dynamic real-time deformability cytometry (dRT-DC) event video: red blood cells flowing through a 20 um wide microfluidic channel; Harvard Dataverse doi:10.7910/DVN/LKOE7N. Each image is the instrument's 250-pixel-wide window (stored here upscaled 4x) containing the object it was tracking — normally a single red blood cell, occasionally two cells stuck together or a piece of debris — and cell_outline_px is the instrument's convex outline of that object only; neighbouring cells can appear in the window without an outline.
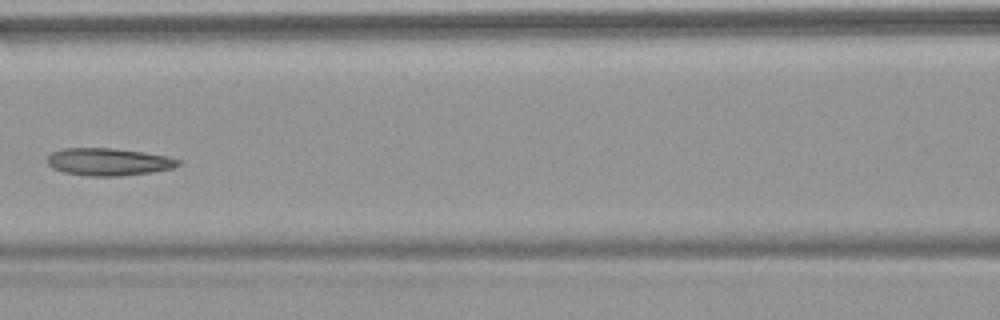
{"species": "common noctule bat (a hibernating species)", "species_latin": "Nyctalus noctula", "temperature_condition": "warm", "stored_images_in_passage": 5, "camera_frame_rate_fps": 3000, "um_per_image_px": 0.085, "animal": {"sex": "female", "body_mass_g": 18.4}, "frame": {"image": 1, "passage_image": 5, "time_ms": 6.0, "image_size_px": [1000, 320], "cell_outline_px": [[180, 164], [172, 168], [152, 172], [120, 176], [88, 176], [64, 172], [52, 168], [48, 164], [48, 156], [52, 152], [64, 148], [112, 148], [144, 152], [168, 156], [180, 160]], "centroid_in_image_um": [9.23, 13.75], "position_along_channel_um": 157.4, "area_um2": 20.92}}